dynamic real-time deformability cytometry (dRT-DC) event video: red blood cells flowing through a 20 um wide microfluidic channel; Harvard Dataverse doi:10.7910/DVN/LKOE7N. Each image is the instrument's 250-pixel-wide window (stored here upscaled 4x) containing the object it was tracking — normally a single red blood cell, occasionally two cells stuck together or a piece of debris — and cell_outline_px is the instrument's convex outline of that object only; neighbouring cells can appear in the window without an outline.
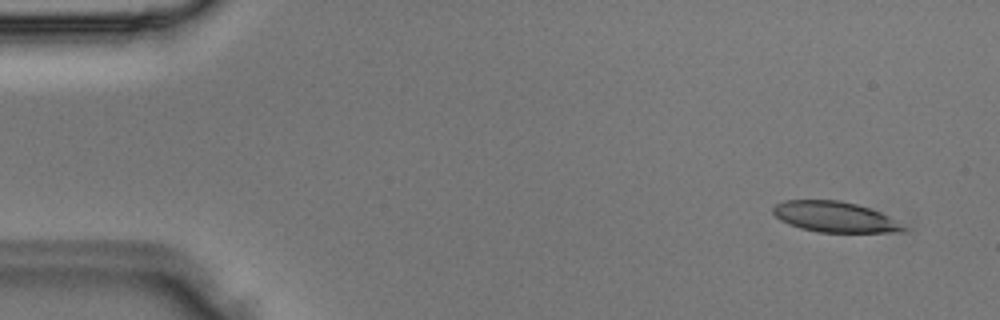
{"species": "Egyptian fruit bat (a non-hibernating species)", "species_latin": "Rousettus aegyptiacus", "temperature_condition": "room temperature", "stored_images_in_passage": 3, "camera_frame_rate_fps": 3000, "um_per_image_px": 0.085, "animal": {"sex": "male"}, "frame": {"image": 1, "passage_image": 1, "time_ms": 0.0, "image_size_px": [1000, 320], "cell_outline_px": [[908, 228], [904, 232], [820, 232], [800, 228], [788, 224], [780, 220], [772, 212], [772, 208], [776, 204], [784, 200], [840, 200], [856, 204], [880, 212], [888, 216]], "centroid_in_image_um": [70.94, 18.43], "position_along_channel_um": 14.1, "area_um2": 23.18}}